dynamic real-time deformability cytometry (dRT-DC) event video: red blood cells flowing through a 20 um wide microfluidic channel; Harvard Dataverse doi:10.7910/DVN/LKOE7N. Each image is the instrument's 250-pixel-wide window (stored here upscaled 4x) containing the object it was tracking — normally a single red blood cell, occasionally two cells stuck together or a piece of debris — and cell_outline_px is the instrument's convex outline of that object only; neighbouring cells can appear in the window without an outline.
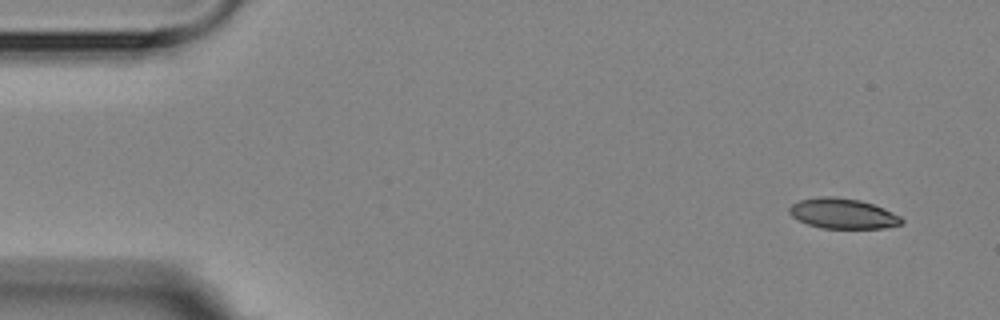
{"species": "Egyptian fruit bat (a non-hibernating species)", "species_latin": "Rousettus aegyptiacus", "temperature_condition": "room temperature", "stored_images_in_passage": 4, "camera_frame_rate_fps": 3000, "um_per_image_px": 0.085, "animal": {"sex": "female"}, "frame": {"image": 1, "passage_image": 1, "time_ms": 0.0, "image_size_px": [1000, 320], "cell_outline_px": [[904, 224], [884, 228], [820, 228], [808, 224], [792, 216], [788, 212], [788, 208], [792, 204], [800, 200], [820, 196], [832, 196], [860, 200], [884, 208], [900, 216], [904, 220]], "centroid_in_image_um": [71.65, 18.15], "position_along_channel_um": 13.3, "area_um2": 19.83}}
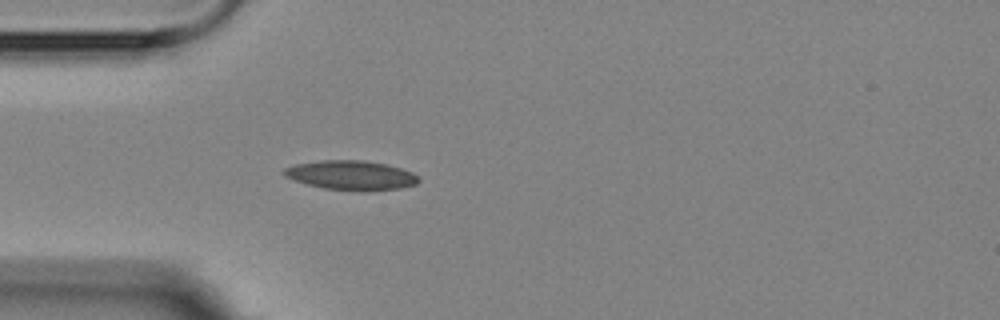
{"frame": {"image": 2, "passage_image": 4, "time_ms": 4.0, "image_size_px": [1000, 320], "cell_outline_px": [[420, 180], [416, 184], [400, 188], [324, 188], [308, 184], [284, 176], [280, 172], [284, 168], [296, 164], [320, 160], [364, 160], [388, 164], [412, 172], [420, 176]], "centroid_in_image_um": [29.82, 14.84], "position_along_channel_um": 55.2, "area_um2": 22.2}}